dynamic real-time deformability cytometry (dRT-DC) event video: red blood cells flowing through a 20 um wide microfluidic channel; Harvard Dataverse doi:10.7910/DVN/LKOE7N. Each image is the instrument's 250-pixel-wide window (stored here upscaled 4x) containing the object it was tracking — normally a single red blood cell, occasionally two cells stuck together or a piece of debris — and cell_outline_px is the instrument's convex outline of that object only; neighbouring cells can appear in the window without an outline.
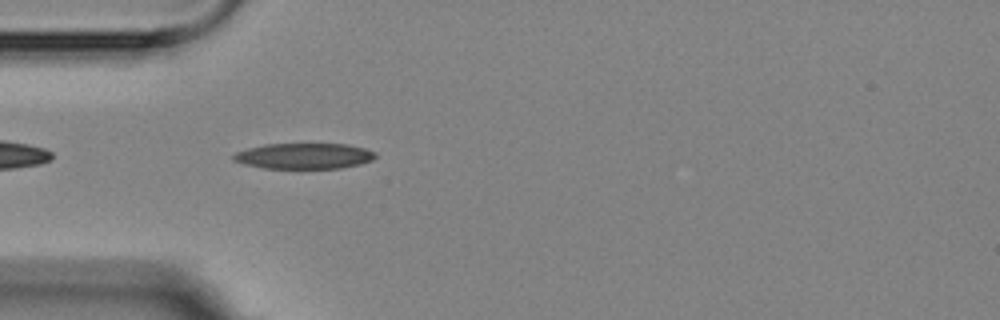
{"species": "Egyptian fruit bat (a non-hibernating species)", "species_latin": "Rousettus aegyptiacus", "temperature_condition": "room temperature", "stored_images_in_passage": 5, "camera_frame_rate_fps": 3000, "um_per_image_px": 0.085, "animal": {"sex": "female"}, "frame": {"image": 1, "passage_image": 5, "time_ms": 4.667, "image_size_px": [1000, 320], "cell_outline_px": [[376, 156], [372, 160], [360, 164], [340, 168], [264, 168], [244, 164], [232, 160], [232, 156], [236, 152], [248, 148], [264, 144], [348, 144], [364, 148], [376, 152]], "centroid_in_image_um": [25.84, 13.26], "position_along_channel_um": 59.2, "area_um2": 21.27}}